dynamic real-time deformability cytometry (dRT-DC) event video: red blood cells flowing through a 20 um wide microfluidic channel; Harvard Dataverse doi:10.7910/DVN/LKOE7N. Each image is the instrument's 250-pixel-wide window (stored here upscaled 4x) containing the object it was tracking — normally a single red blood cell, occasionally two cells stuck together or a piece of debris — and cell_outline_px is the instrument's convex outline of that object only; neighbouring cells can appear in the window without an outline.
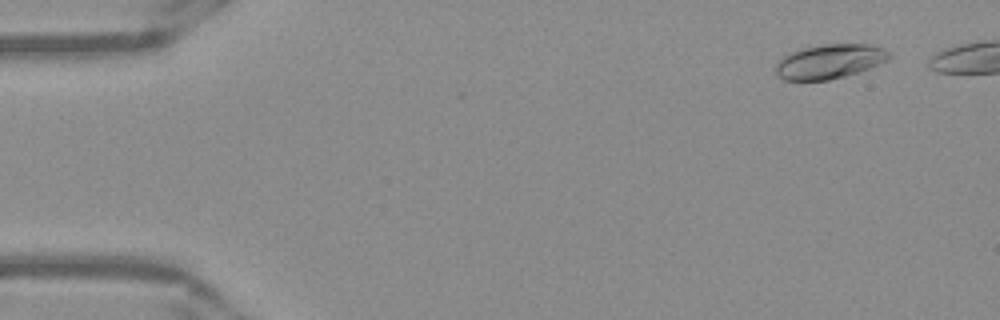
{"species": "Egyptian fruit bat (a non-hibernating species)", "species_latin": "Rousettus aegyptiacus", "temperature_condition": "warm", "stored_images_in_passage": 45, "camera_frame_rate_fps": 3000, "um_per_image_px": 0.085, "frame": {"image": 1, "passage_image": 4, "time_ms": 1.0, "image_size_px": [1000, 320], "cell_outline_px": [[892, 56], [888, 60], [880, 64], [860, 72], [828, 80], [784, 80], [776, 76], [776, 64], [788, 52], [820, 44], [868, 44], [884, 48], [892, 52]], "centroid_in_image_um": [70.55, 5.22], "position_along_channel_um": 14.5, "area_um2": 23.0}}
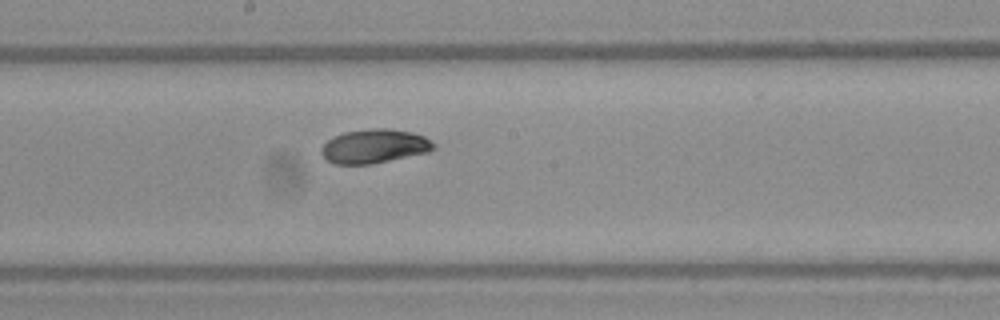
{"frame": {"image": 2, "passage_image": 28, "time_ms": 9.0, "image_size_px": [1000, 320], "cell_outline_px": [[436, 148], [428, 152], [372, 164], [336, 164], [328, 160], [320, 152], [320, 148], [328, 140], [344, 132], [372, 128], [388, 128], [412, 132], [424, 136], [436, 144]], "centroid_in_image_um": [31.85, 12.42], "position_along_channel_um": 216.4, "area_um2": 22.2}}
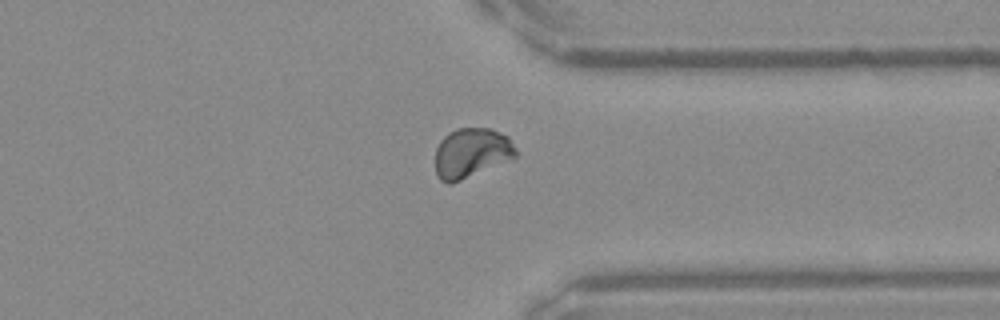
{"frame": {"image": 3, "passage_image": 40, "time_ms": 13.0, "image_size_px": [1000, 320], "cell_outline_px": [[516, 156], [452, 184], [448, 184], [440, 180], [436, 172], [436, 148], [440, 140], [448, 132], [456, 128], [492, 128], [508, 136], [516, 148]], "centroid_in_image_um": [40.04, 12.98], "position_along_channel_um": 371.4, "area_um2": 23.24}}